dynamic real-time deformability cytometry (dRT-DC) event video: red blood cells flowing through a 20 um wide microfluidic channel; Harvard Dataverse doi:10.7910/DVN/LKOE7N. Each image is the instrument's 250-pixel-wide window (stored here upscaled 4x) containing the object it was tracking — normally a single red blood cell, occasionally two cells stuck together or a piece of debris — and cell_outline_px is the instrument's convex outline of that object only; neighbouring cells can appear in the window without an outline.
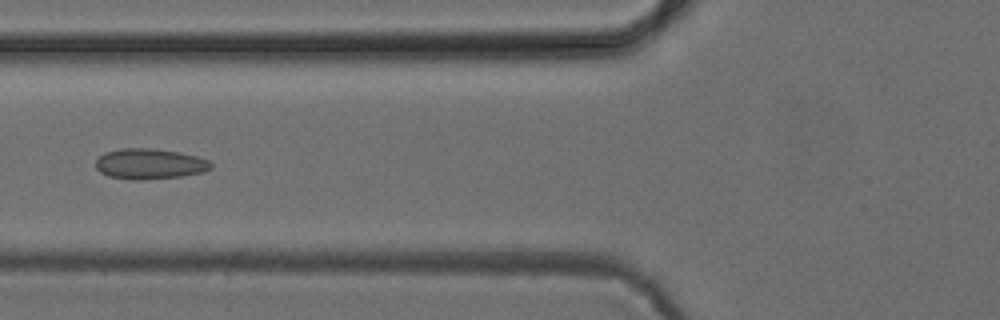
{"species": "common noctule bat (a hibernating species)", "species_latin": "Nyctalus noctula", "temperature_condition": "cold", "stored_images_in_passage": 4, "camera_frame_rate_fps": 3000, "um_per_image_px": 0.085, "animal": {"sex": "female", "body_mass_g": 24.6, "forearm_length_mm": 56.2}, "frame": {"image": 1, "passage_image": 4, "time_ms": 3.333, "image_size_px": [1000, 320], "cell_outline_px": [[212, 168], [204, 172], [180, 176], [140, 180], [132, 180], [108, 176], [100, 172], [96, 168], [96, 160], [104, 152], [124, 148], [148, 148], [180, 152], [196, 156], [208, 160], [212, 164]], "centroid_in_image_um": [12.71, 13.93], "position_along_channel_um": 113.1, "area_um2": 20.46}}